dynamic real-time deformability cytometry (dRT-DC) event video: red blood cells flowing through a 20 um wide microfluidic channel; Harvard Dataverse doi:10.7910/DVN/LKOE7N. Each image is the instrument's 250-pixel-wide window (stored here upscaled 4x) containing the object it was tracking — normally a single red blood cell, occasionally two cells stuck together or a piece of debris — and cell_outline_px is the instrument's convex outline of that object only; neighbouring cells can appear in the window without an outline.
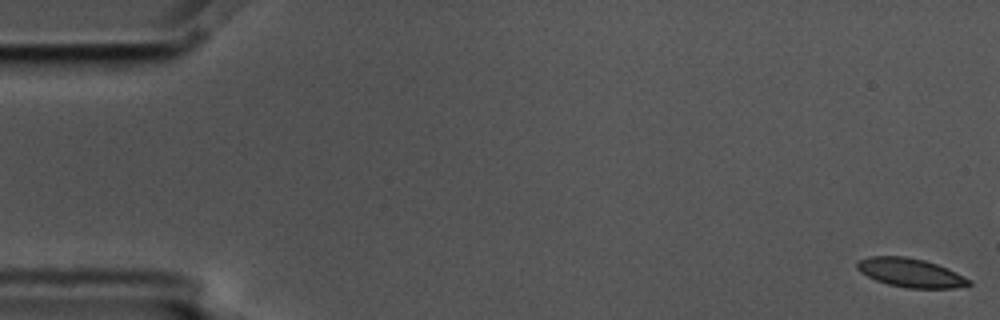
{"species": "common noctule bat (a hibernating species)", "species_latin": "Nyctalus noctula", "temperature_condition": "cold", "stored_images_in_passage": 6, "camera_frame_rate_fps": 3000, "um_per_image_px": 0.085, "animal": {"sex": "male", "body_mass_g": 17.5, "forearm_length_mm": 52.3}, "frame": {"image": 1, "passage_image": 1, "time_ms": 0.0, "image_size_px": [1000, 320], "cell_outline_px": [[972, 284], [952, 288], [908, 288], [888, 284], [876, 280], [860, 272], [856, 268], [856, 260], [868, 256], [904, 256], [924, 260], [948, 268], [972, 280]], "centroid_in_image_um": [77.37, 23.17], "position_along_channel_um": 7.6, "area_um2": 18.84}}